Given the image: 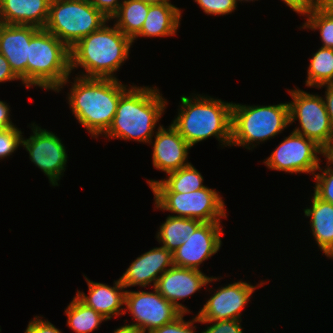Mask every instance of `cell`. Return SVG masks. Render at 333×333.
I'll return each instance as SVG.
<instances>
[{"instance_id": "cell-22", "label": "cell", "mask_w": 333, "mask_h": 333, "mask_svg": "<svg viewBox=\"0 0 333 333\" xmlns=\"http://www.w3.org/2000/svg\"><path fill=\"white\" fill-rule=\"evenodd\" d=\"M181 8L171 3L149 5V11L138 37H166L175 36L180 26Z\"/></svg>"}, {"instance_id": "cell-20", "label": "cell", "mask_w": 333, "mask_h": 333, "mask_svg": "<svg viewBox=\"0 0 333 333\" xmlns=\"http://www.w3.org/2000/svg\"><path fill=\"white\" fill-rule=\"evenodd\" d=\"M51 0H0V23L44 28Z\"/></svg>"}, {"instance_id": "cell-26", "label": "cell", "mask_w": 333, "mask_h": 333, "mask_svg": "<svg viewBox=\"0 0 333 333\" xmlns=\"http://www.w3.org/2000/svg\"><path fill=\"white\" fill-rule=\"evenodd\" d=\"M67 315L66 325L76 333H90L98 330L102 321H107L93 308L83 303L77 296L69 303L64 311Z\"/></svg>"}, {"instance_id": "cell-35", "label": "cell", "mask_w": 333, "mask_h": 333, "mask_svg": "<svg viewBox=\"0 0 333 333\" xmlns=\"http://www.w3.org/2000/svg\"><path fill=\"white\" fill-rule=\"evenodd\" d=\"M98 11L102 12L109 20L118 11L124 0H88Z\"/></svg>"}, {"instance_id": "cell-7", "label": "cell", "mask_w": 333, "mask_h": 333, "mask_svg": "<svg viewBox=\"0 0 333 333\" xmlns=\"http://www.w3.org/2000/svg\"><path fill=\"white\" fill-rule=\"evenodd\" d=\"M109 21L88 0H51L44 29L70 49Z\"/></svg>"}, {"instance_id": "cell-16", "label": "cell", "mask_w": 333, "mask_h": 333, "mask_svg": "<svg viewBox=\"0 0 333 333\" xmlns=\"http://www.w3.org/2000/svg\"><path fill=\"white\" fill-rule=\"evenodd\" d=\"M40 28L32 25L0 23V53L9 62L13 72L27 88V62L32 36Z\"/></svg>"}, {"instance_id": "cell-9", "label": "cell", "mask_w": 333, "mask_h": 333, "mask_svg": "<svg viewBox=\"0 0 333 333\" xmlns=\"http://www.w3.org/2000/svg\"><path fill=\"white\" fill-rule=\"evenodd\" d=\"M287 91L293 99L288 102L290 125L296 120L300 124L293 131L315 141L322 148L329 144L333 140V130L323 97L298 87Z\"/></svg>"}, {"instance_id": "cell-11", "label": "cell", "mask_w": 333, "mask_h": 333, "mask_svg": "<svg viewBox=\"0 0 333 333\" xmlns=\"http://www.w3.org/2000/svg\"><path fill=\"white\" fill-rule=\"evenodd\" d=\"M32 135L23 137L22 146L29 153V158L48 177L52 186H58V181L66 170L68 154L61 139L53 132L42 129L37 124H31Z\"/></svg>"}, {"instance_id": "cell-8", "label": "cell", "mask_w": 333, "mask_h": 333, "mask_svg": "<svg viewBox=\"0 0 333 333\" xmlns=\"http://www.w3.org/2000/svg\"><path fill=\"white\" fill-rule=\"evenodd\" d=\"M155 208L169 211L183 217L202 222H221L227 218L225 203L221 195L212 188L205 187L188 193L153 192Z\"/></svg>"}, {"instance_id": "cell-15", "label": "cell", "mask_w": 333, "mask_h": 333, "mask_svg": "<svg viewBox=\"0 0 333 333\" xmlns=\"http://www.w3.org/2000/svg\"><path fill=\"white\" fill-rule=\"evenodd\" d=\"M219 277H209L201 270L173 265L157 280L155 289L182 313L188 314L189 309L179 303L188 298L210 282L218 281Z\"/></svg>"}, {"instance_id": "cell-13", "label": "cell", "mask_w": 333, "mask_h": 333, "mask_svg": "<svg viewBox=\"0 0 333 333\" xmlns=\"http://www.w3.org/2000/svg\"><path fill=\"white\" fill-rule=\"evenodd\" d=\"M262 280L256 286L246 281H238L219 287L197 313L199 321H222L241 318L242 310L247 306L251 295L266 282Z\"/></svg>"}, {"instance_id": "cell-32", "label": "cell", "mask_w": 333, "mask_h": 333, "mask_svg": "<svg viewBox=\"0 0 333 333\" xmlns=\"http://www.w3.org/2000/svg\"><path fill=\"white\" fill-rule=\"evenodd\" d=\"M185 313H182L173 322L165 324L159 328L152 330L150 333H196L194 323H199L197 316L190 321L184 320Z\"/></svg>"}, {"instance_id": "cell-12", "label": "cell", "mask_w": 333, "mask_h": 333, "mask_svg": "<svg viewBox=\"0 0 333 333\" xmlns=\"http://www.w3.org/2000/svg\"><path fill=\"white\" fill-rule=\"evenodd\" d=\"M153 292L129 291L125 293L126 312L132 315L131 323L145 333L173 322L182 312L166 300L155 288Z\"/></svg>"}, {"instance_id": "cell-44", "label": "cell", "mask_w": 333, "mask_h": 333, "mask_svg": "<svg viewBox=\"0 0 333 333\" xmlns=\"http://www.w3.org/2000/svg\"><path fill=\"white\" fill-rule=\"evenodd\" d=\"M236 1H237V3H238V1H240V2H242V1H243V2H244V1H247V2L252 1V2H253L254 0H236ZM255 1H256V0H255ZM257 1H258V0H257Z\"/></svg>"}, {"instance_id": "cell-6", "label": "cell", "mask_w": 333, "mask_h": 333, "mask_svg": "<svg viewBox=\"0 0 333 333\" xmlns=\"http://www.w3.org/2000/svg\"><path fill=\"white\" fill-rule=\"evenodd\" d=\"M289 126L288 102L268 106L232 103L230 146H241L251 150L260 142L264 143L283 133L282 131Z\"/></svg>"}, {"instance_id": "cell-2", "label": "cell", "mask_w": 333, "mask_h": 333, "mask_svg": "<svg viewBox=\"0 0 333 333\" xmlns=\"http://www.w3.org/2000/svg\"><path fill=\"white\" fill-rule=\"evenodd\" d=\"M167 104L157 87L131 85L120 97L112 124L103 136L148 144Z\"/></svg>"}, {"instance_id": "cell-5", "label": "cell", "mask_w": 333, "mask_h": 333, "mask_svg": "<svg viewBox=\"0 0 333 333\" xmlns=\"http://www.w3.org/2000/svg\"><path fill=\"white\" fill-rule=\"evenodd\" d=\"M27 60V88L59 93L70 82V49L46 29L40 28L32 36Z\"/></svg>"}, {"instance_id": "cell-41", "label": "cell", "mask_w": 333, "mask_h": 333, "mask_svg": "<svg viewBox=\"0 0 333 333\" xmlns=\"http://www.w3.org/2000/svg\"><path fill=\"white\" fill-rule=\"evenodd\" d=\"M113 333H145V332L134 325L126 324L115 329Z\"/></svg>"}, {"instance_id": "cell-39", "label": "cell", "mask_w": 333, "mask_h": 333, "mask_svg": "<svg viewBox=\"0 0 333 333\" xmlns=\"http://www.w3.org/2000/svg\"><path fill=\"white\" fill-rule=\"evenodd\" d=\"M10 106L7 102L0 101V129L16 126L10 119Z\"/></svg>"}, {"instance_id": "cell-36", "label": "cell", "mask_w": 333, "mask_h": 333, "mask_svg": "<svg viewBox=\"0 0 333 333\" xmlns=\"http://www.w3.org/2000/svg\"><path fill=\"white\" fill-rule=\"evenodd\" d=\"M289 8L297 14L306 16L317 4L318 0H282Z\"/></svg>"}, {"instance_id": "cell-1", "label": "cell", "mask_w": 333, "mask_h": 333, "mask_svg": "<svg viewBox=\"0 0 333 333\" xmlns=\"http://www.w3.org/2000/svg\"><path fill=\"white\" fill-rule=\"evenodd\" d=\"M72 79L74 83L67 96L72 114L97 139L111 126L119 99L131 86L112 78Z\"/></svg>"}, {"instance_id": "cell-21", "label": "cell", "mask_w": 333, "mask_h": 333, "mask_svg": "<svg viewBox=\"0 0 333 333\" xmlns=\"http://www.w3.org/2000/svg\"><path fill=\"white\" fill-rule=\"evenodd\" d=\"M310 204L311 207L304 209V214L311 218L312 235L322 253L333 259V204L318 198L314 193Z\"/></svg>"}, {"instance_id": "cell-38", "label": "cell", "mask_w": 333, "mask_h": 333, "mask_svg": "<svg viewBox=\"0 0 333 333\" xmlns=\"http://www.w3.org/2000/svg\"><path fill=\"white\" fill-rule=\"evenodd\" d=\"M326 87V91H325V97L323 98L324 103H325V107L330 119V123L332 126V130H333V84L330 85H322L319 86L317 88H323Z\"/></svg>"}, {"instance_id": "cell-25", "label": "cell", "mask_w": 333, "mask_h": 333, "mask_svg": "<svg viewBox=\"0 0 333 333\" xmlns=\"http://www.w3.org/2000/svg\"><path fill=\"white\" fill-rule=\"evenodd\" d=\"M148 11L149 5L141 0H124L110 20H114V25L133 41L141 31Z\"/></svg>"}, {"instance_id": "cell-14", "label": "cell", "mask_w": 333, "mask_h": 333, "mask_svg": "<svg viewBox=\"0 0 333 333\" xmlns=\"http://www.w3.org/2000/svg\"><path fill=\"white\" fill-rule=\"evenodd\" d=\"M221 222H203L188 240L173 252V264L200 270V265L215 255L222 245Z\"/></svg>"}, {"instance_id": "cell-30", "label": "cell", "mask_w": 333, "mask_h": 333, "mask_svg": "<svg viewBox=\"0 0 333 333\" xmlns=\"http://www.w3.org/2000/svg\"><path fill=\"white\" fill-rule=\"evenodd\" d=\"M23 135L16 126L0 129V159L12 155L22 146Z\"/></svg>"}, {"instance_id": "cell-34", "label": "cell", "mask_w": 333, "mask_h": 333, "mask_svg": "<svg viewBox=\"0 0 333 333\" xmlns=\"http://www.w3.org/2000/svg\"><path fill=\"white\" fill-rule=\"evenodd\" d=\"M42 318L43 317L35 316L34 319L29 322L24 333H62L55 325L47 319L45 321Z\"/></svg>"}, {"instance_id": "cell-23", "label": "cell", "mask_w": 333, "mask_h": 333, "mask_svg": "<svg viewBox=\"0 0 333 333\" xmlns=\"http://www.w3.org/2000/svg\"><path fill=\"white\" fill-rule=\"evenodd\" d=\"M166 175L165 179L147 180L152 192L188 193L207 187L203 185V176L191 163Z\"/></svg>"}, {"instance_id": "cell-29", "label": "cell", "mask_w": 333, "mask_h": 333, "mask_svg": "<svg viewBox=\"0 0 333 333\" xmlns=\"http://www.w3.org/2000/svg\"><path fill=\"white\" fill-rule=\"evenodd\" d=\"M317 170L321 172L313 175L316 182L314 183V194L318 198L333 204V168L326 166L323 169L319 166Z\"/></svg>"}, {"instance_id": "cell-28", "label": "cell", "mask_w": 333, "mask_h": 333, "mask_svg": "<svg viewBox=\"0 0 333 333\" xmlns=\"http://www.w3.org/2000/svg\"><path fill=\"white\" fill-rule=\"evenodd\" d=\"M302 29L320 31L321 47L333 49V13L326 11L321 5L317 4L306 15V22Z\"/></svg>"}, {"instance_id": "cell-19", "label": "cell", "mask_w": 333, "mask_h": 333, "mask_svg": "<svg viewBox=\"0 0 333 333\" xmlns=\"http://www.w3.org/2000/svg\"><path fill=\"white\" fill-rule=\"evenodd\" d=\"M88 285V294L77 291L76 296L87 306L93 308L107 320H111L119 315H124L123 305L125 303L126 290L120 278L114 281L113 287L91 281L85 276Z\"/></svg>"}, {"instance_id": "cell-42", "label": "cell", "mask_w": 333, "mask_h": 333, "mask_svg": "<svg viewBox=\"0 0 333 333\" xmlns=\"http://www.w3.org/2000/svg\"><path fill=\"white\" fill-rule=\"evenodd\" d=\"M318 4L326 11L333 13V0H318Z\"/></svg>"}, {"instance_id": "cell-43", "label": "cell", "mask_w": 333, "mask_h": 333, "mask_svg": "<svg viewBox=\"0 0 333 333\" xmlns=\"http://www.w3.org/2000/svg\"><path fill=\"white\" fill-rule=\"evenodd\" d=\"M144 3L148 5H158V4H164V3H171L170 0H141Z\"/></svg>"}, {"instance_id": "cell-10", "label": "cell", "mask_w": 333, "mask_h": 333, "mask_svg": "<svg viewBox=\"0 0 333 333\" xmlns=\"http://www.w3.org/2000/svg\"><path fill=\"white\" fill-rule=\"evenodd\" d=\"M318 154L322 155V147L315 141L292 131L263 163L271 170L314 175L320 166L319 163L322 162Z\"/></svg>"}, {"instance_id": "cell-27", "label": "cell", "mask_w": 333, "mask_h": 333, "mask_svg": "<svg viewBox=\"0 0 333 333\" xmlns=\"http://www.w3.org/2000/svg\"><path fill=\"white\" fill-rule=\"evenodd\" d=\"M330 84H333V49L320 47L310 59L305 85L317 88Z\"/></svg>"}, {"instance_id": "cell-37", "label": "cell", "mask_w": 333, "mask_h": 333, "mask_svg": "<svg viewBox=\"0 0 333 333\" xmlns=\"http://www.w3.org/2000/svg\"><path fill=\"white\" fill-rule=\"evenodd\" d=\"M21 80L11 69L9 62L0 53V83Z\"/></svg>"}, {"instance_id": "cell-31", "label": "cell", "mask_w": 333, "mask_h": 333, "mask_svg": "<svg viewBox=\"0 0 333 333\" xmlns=\"http://www.w3.org/2000/svg\"><path fill=\"white\" fill-rule=\"evenodd\" d=\"M207 15H228L237 8L236 0H194Z\"/></svg>"}, {"instance_id": "cell-4", "label": "cell", "mask_w": 333, "mask_h": 333, "mask_svg": "<svg viewBox=\"0 0 333 333\" xmlns=\"http://www.w3.org/2000/svg\"><path fill=\"white\" fill-rule=\"evenodd\" d=\"M181 96L178 116L171 125L193 147L213 136L222 145H231L232 102L211 96ZM194 97V98H193Z\"/></svg>"}, {"instance_id": "cell-18", "label": "cell", "mask_w": 333, "mask_h": 333, "mask_svg": "<svg viewBox=\"0 0 333 333\" xmlns=\"http://www.w3.org/2000/svg\"><path fill=\"white\" fill-rule=\"evenodd\" d=\"M173 253L165 247H154L137 257L120 277L125 289L133 286L155 287L159 277L173 266ZM152 283V284H151Z\"/></svg>"}, {"instance_id": "cell-17", "label": "cell", "mask_w": 333, "mask_h": 333, "mask_svg": "<svg viewBox=\"0 0 333 333\" xmlns=\"http://www.w3.org/2000/svg\"><path fill=\"white\" fill-rule=\"evenodd\" d=\"M154 137V143L150 142L154 168L168 174L190 164L187 159L191 146L171 124L168 128L159 125Z\"/></svg>"}, {"instance_id": "cell-3", "label": "cell", "mask_w": 333, "mask_h": 333, "mask_svg": "<svg viewBox=\"0 0 333 333\" xmlns=\"http://www.w3.org/2000/svg\"><path fill=\"white\" fill-rule=\"evenodd\" d=\"M105 23L100 29L90 33L70 48V70L84 69L80 77L112 78L124 61L128 59L132 40L115 25Z\"/></svg>"}, {"instance_id": "cell-33", "label": "cell", "mask_w": 333, "mask_h": 333, "mask_svg": "<svg viewBox=\"0 0 333 333\" xmlns=\"http://www.w3.org/2000/svg\"><path fill=\"white\" fill-rule=\"evenodd\" d=\"M242 320L230 319L222 321H199L203 324H211L201 333H243Z\"/></svg>"}, {"instance_id": "cell-24", "label": "cell", "mask_w": 333, "mask_h": 333, "mask_svg": "<svg viewBox=\"0 0 333 333\" xmlns=\"http://www.w3.org/2000/svg\"><path fill=\"white\" fill-rule=\"evenodd\" d=\"M203 222L197 219L167 216L164 223L159 227L156 239L163 247L172 253L180 247L184 241L188 240V235L194 231Z\"/></svg>"}, {"instance_id": "cell-40", "label": "cell", "mask_w": 333, "mask_h": 333, "mask_svg": "<svg viewBox=\"0 0 333 333\" xmlns=\"http://www.w3.org/2000/svg\"><path fill=\"white\" fill-rule=\"evenodd\" d=\"M322 155L327 160V162H326L327 167L332 168V166H333V140L322 148Z\"/></svg>"}]
</instances>
